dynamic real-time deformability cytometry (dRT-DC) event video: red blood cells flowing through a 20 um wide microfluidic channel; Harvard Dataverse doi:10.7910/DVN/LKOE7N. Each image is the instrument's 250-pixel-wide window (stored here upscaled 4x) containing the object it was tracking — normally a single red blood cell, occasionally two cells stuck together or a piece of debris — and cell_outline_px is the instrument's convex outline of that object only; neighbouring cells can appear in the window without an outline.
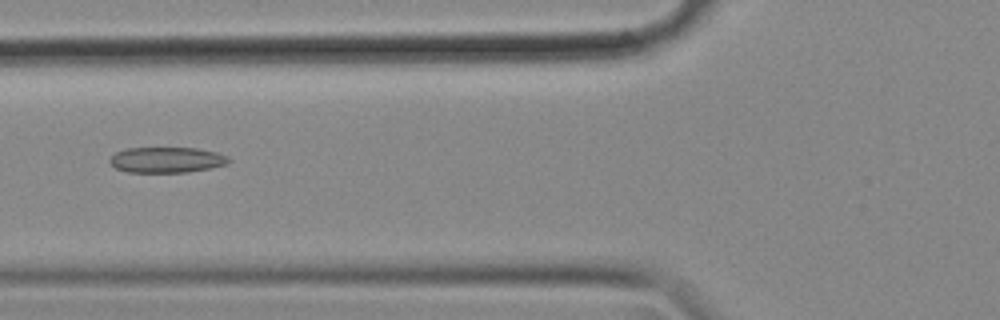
{"species": "common noctule bat (a hibernating species)", "species_latin": "Nyctalus noctula", "temperature_condition": "cold", "stored_images_in_passage": 56, "camera_frame_rate_fps": 3000, "um_per_image_px": 0.085, "animal": {"sex": "female", "body_mass_g": 18.4}, "frame": {"image": 1, "passage_image": 21, "time_ms": 6.667, "image_size_px": [1000, 320], "cell_outline_px": [[232, 160], [228, 164], [188, 172], [128, 172], [116, 168], [108, 160], [116, 152], [128, 148], [196, 148], [216, 152], [228, 156]], "centroid_in_image_um": [14.19, 13.59], "position_along_channel_um": 111.6, "area_um2": 17.69}}
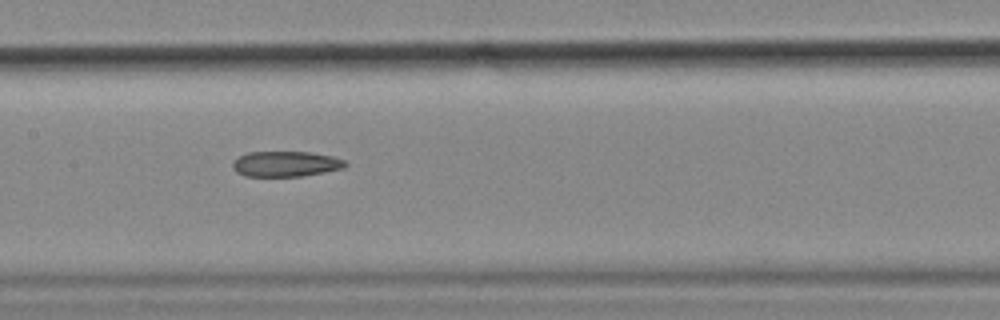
{"frame": {"image": 2, "passage_image": 27, "time_ms": 8.667, "image_size_px": [1000, 320], "cell_outline_px": [[348, 164], [344, 168], [304, 176], [244, 176], [236, 172], [232, 168], [232, 160], [236, 156], [248, 152], [312, 152], [332, 156], [344, 160]], "centroid_in_image_um": [24.24, 13.93], "position_along_channel_um": 183.2, "area_um2": 16.94}}
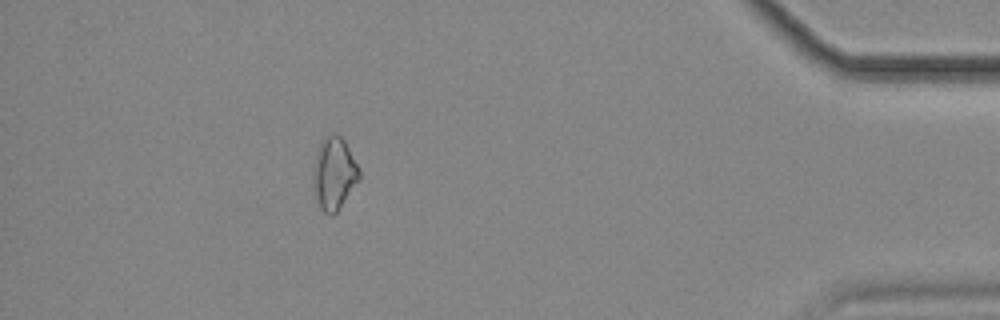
{"frame": {"image": 3, "passage_image": 50, "time_ms": 16.333, "image_size_px": [1000, 320], "cell_outline_px": [[360, 180], [336, 212], [332, 216], [324, 212], [320, 208], [312, 188], [312, 176], [316, 152], [320, 140], [332, 132], [336, 132], [344, 140], [360, 172]], "centroid_in_image_um": [28.36, 14.74], "position_along_channel_um": 406.8, "area_um2": 19.59}}